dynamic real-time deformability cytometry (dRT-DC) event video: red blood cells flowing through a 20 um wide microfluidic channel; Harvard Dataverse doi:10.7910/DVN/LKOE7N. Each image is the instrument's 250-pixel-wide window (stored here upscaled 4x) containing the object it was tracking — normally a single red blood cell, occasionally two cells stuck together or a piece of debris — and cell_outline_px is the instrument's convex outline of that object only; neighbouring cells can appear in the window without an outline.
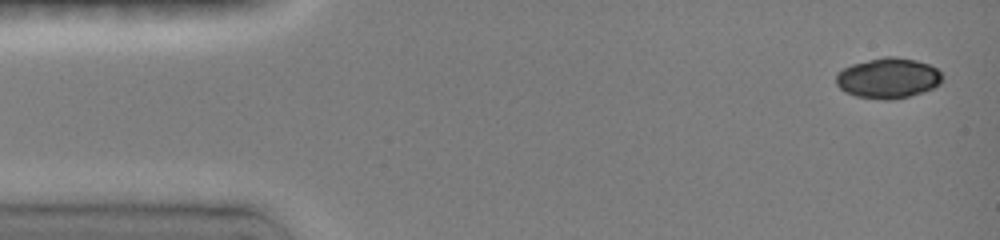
{"species": "common noctule bat (a hibernating species)", "species_latin": "Nyctalus noctula", "temperature_condition": "room temperature", "stored_images_in_passage": 9, "camera_frame_rate_fps": 3000, "um_per_image_px": 0.085, "animal": {"sex": "female", "body_mass_g": 19.0, "forearm_length_mm": 51.5}, "frame": {"image": 1, "passage_image": 1, "time_ms": 0.0, "image_size_px": [1000, 240], "cell_outline_px": [[944, 76], [940, 84], [932, 88], [908, 96], [892, 100], [884, 100], [856, 96], [844, 92], [836, 84], [836, 72], [852, 64], [884, 56], [896, 56], [916, 60], [928, 64], [936, 68]], "centroid_in_image_um": [75.47, 6.63], "position_along_channel_um": 9.5, "area_um2": 25.09}}
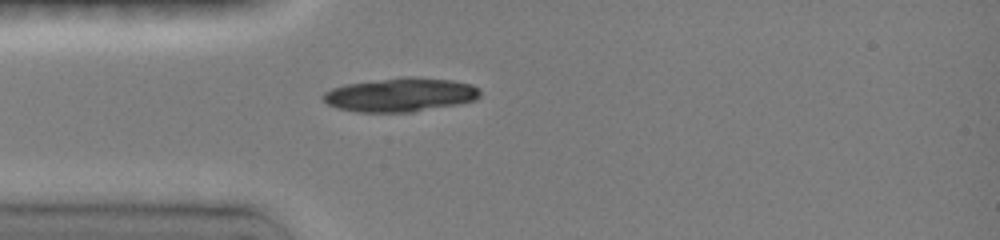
{"frame": {"image": 2, "passage_image": 7, "time_ms": 3.667, "image_size_px": [1000, 240], "cell_outline_px": [[480, 96], [476, 100], [460, 104], [412, 112], [356, 112], [336, 108], [328, 104], [320, 96], [324, 92], [332, 88], [348, 84], [384, 80], [452, 80], [472, 84], [480, 92]], "centroid_in_image_um": [34.01, 8.12], "position_along_channel_um": 51.0, "area_um2": 29.77}}